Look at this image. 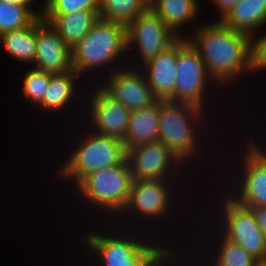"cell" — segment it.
<instances>
[{
    "label": "cell",
    "mask_w": 266,
    "mask_h": 266,
    "mask_svg": "<svg viewBox=\"0 0 266 266\" xmlns=\"http://www.w3.org/2000/svg\"><path fill=\"white\" fill-rule=\"evenodd\" d=\"M103 219L101 217L96 224L98 221L102 225L105 223L104 229L106 228V231L101 229L100 224V228H98L100 232L98 229L95 231L94 227L93 231L91 229L85 233L83 232L81 237L83 239L82 245L85 246L84 251H87V254L89 253L87 256L90 257V261L93 260L92 265L97 262L95 266H155L171 246L178 244L180 241L183 243V239H178L177 243L171 241L173 240L172 237L168 240V237L170 238L169 234L161 242V238L149 232L146 233L142 229L117 227L109 219H104L107 222H101Z\"/></svg>",
    "instance_id": "1"
},
{
    "label": "cell",
    "mask_w": 266,
    "mask_h": 266,
    "mask_svg": "<svg viewBox=\"0 0 266 266\" xmlns=\"http://www.w3.org/2000/svg\"><path fill=\"white\" fill-rule=\"evenodd\" d=\"M187 33H191L187 39L198 50L208 74L220 87V91L227 88L228 91L232 85L240 82L237 80L249 77V35L215 20L204 24L199 21L197 28Z\"/></svg>",
    "instance_id": "2"
},
{
    "label": "cell",
    "mask_w": 266,
    "mask_h": 266,
    "mask_svg": "<svg viewBox=\"0 0 266 266\" xmlns=\"http://www.w3.org/2000/svg\"><path fill=\"white\" fill-rule=\"evenodd\" d=\"M182 181H179V183H178L175 181H166V180H133V183L131 186L130 197L128 199L127 205L123 209V211L120 213V215L116 218L118 220H114L113 223H115L117 226L122 225L121 227H124V225H125V228L142 229V230L147 229L145 231H148L149 233L156 235L161 239L165 238V236L167 234H163L164 233L163 231L159 232V233L157 231L158 230L161 231V229H163V228L170 230L171 228H166L168 226L166 222H168L170 219L173 218L174 219L173 223L175 224V222L177 220H180L182 218V213L180 210L185 209L184 211L186 212V209H188V208H185V207H187L189 205H187L185 202L187 201V198L189 199V201L191 200V198H189V194L187 196H185L186 191L182 190V185H179L181 183L185 184L184 181H187V180L184 178V180H182ZM178 186H180V187H178ZM175 188L177 191H175ZM178 190H180V191L178 192ZM173 191H175V192H173ZM180 192H184V196L186 198L185 200L183 199V193H182V197H181ZM177 193H179V194H177ZM180 199L181 200L183 199L182 205L180 203L181 202ZM176 203L177 204L180 203L179 206ZM184 204L186 206L182 207ZM179 207H181V208H179ZM178 210L180 211L179 214H181V215H179V214L177 215L176 212ZM171 214H173L174 216ZM180 216H181V218L178 219V217H180ZM175 219H177V220H175ZM139 222H140V224H139ZM129 224L131 226H129ZM159 224H160V226H159ZM165 224H166V227H164ZM155 225H156L155 230H157L156 232H154L155 230H152V229H154ZM161 227H163V228H161ZM151 230H152V232H151ZM155 233H157L158 235ZM162 234H163V236H162Z\"/></svg>",
    "instance_id": "3"
},
{
    "label": "cell",
    "mask_w": 266,
    "mask_h": 266,
    "mask_svg": "<svg viewBox=\"0 0 266 266\" xmlns=\"http://www.w3.org/2000/svg\"><path fill=\"white\" fill-rule=\"evenodd\" d=\"M210 111L214 112L210 109L207 113L201 108L191 104L160 100L158 141L163 143L174 155H176L188 169L191 168L192 170V167L190 166L193 165V161L195 165L201 164V159L204 160L203 156L207 155L203 154L206 153L204 145L208 146L207 143H210L211 140L210 138H207L209 142H206L205 137H211V135H208L211 133L209 128L211 130L213 126L211 125L212 122H209V120L207 121V119L210 118L208 115H214L213 113H210ZM205 128L206 131H208V134L206 131H203ZM200 133L206 134L201 135ZM202 136L205 137L202 138ZM195 160H198L199 163Z\"/></svg>",
    "instance_id": "4"
},
{
    "label": "cell",
    "mask_w": 266,
    "mask_h": 266,
    "mask_svg": "<svg viewBox=\"0 0 266 266\" xmlns=\"http://www.w3.org/2000/svg\"><path fill=\"white\" fill-rule=\"evenodd\" d=\"M125 58H127L126 26L100 18L72 48L73 69L81 77L84 75L88 77L85 79L87 84H92L91 81L94 79H97L94 82L98 84L115 70L126 67L128 59Z\"/></svg>",
    "instance_id": "5"
},
{
    "label": "cell",
    "mask_w": 266,
    "mask_h": 266,
    "mask_svg": "<svg viewBox=\"0 0 266 266\" xmlns=\"http://www.w3.org/2000/svg\"><path fill=\"white\" fill-rule=\"evenodd\" d=\"M80 127L78 133L82 135H77L76 145L73 143L72 148L68 147L67 158L54 172L60 178L58 181L70 182L72 188L91 172L122 164L127 159L123 140L94 133L84 125Z\"/></svg>",
    "instance_id": "6"
},
{
    "label": "cell",
    "mask_w": 266,
    "mask_h": 266,
    "mask_svg": "<svg viewBox=\"0 0 266 266\" xmlns=\"http://www.w3.org/2000/svg\"><path fill=\"white\" fill-rule=\"evenodd\" d=\"M250 135L252 136V134L248 135L249 137L247 138L249 140H247V144L244 143V147H242L243 150L245 149L244 151L241 148V150H239L242 151L241 153H230V157L236 154V157H233L235 158L234 162L232 159L229 162L232 165L228 163V160L225 157L227 164L225 163L226 170H223L227 173L226 176L225 173L223 174V179L224 177L226 178L224 180L220 178V181L217 183H219V187H224L223 190L241 205L266 206V141H263L260 136L259 139L261 140H259L257 136L251 137ZM237 155L240 158L237 157ZM238 158L239 160L236 161ZM230 166L235 168L232 169ZM228 168L231 171H229L230 174L228 173ZM233 171L234 173H232ZM222 180H228V183L223 184ZM221 182L223 186H221Z\"/></svg>",
    "instance_id": "7"
},
{
    "label": "cell",
    "mask_w": 266,
    "mask_h": 266,
    "mask_svg": "<svg viewBox=\"0 0 266 266\" xmlns=\"http://www.w3.org/2000/svg\"><path fill=\"white\" fill-rule=\"evenodd\" d=\"M210 183L211 182H209V185H212L214 189L217 187V193L219 191L217 198L220 199L216 197L213 199L216 203L219 202L216 204L215 202L213 203L212 197H210V199L206 197L207 200L205 201L209 202V207H205L208 209L201 212L204 213L202 214L203 218L208 216L206 219H209V222L224 237L239 244L247 253L253 255L260 262H266V237L258 226L252 210L249 207L237 203L226 194V191L222 190L221 187L219 188L218 184L213 186V184ZM220 191H222L223 194ZM217 205L220 206L218 207ZM209 212L210 214H208Z\"/></svg>",
    "instance_id": "8"
},
{
    "label": "cell",
    "mask_w": 266,
    "mask_h": 266,
    "mask_svg": "<svg viewBox=\"0 0 266 266\" xmlns=\"http://www.w3.org/2000/svg\"><path fill=\"white\" fill-rule=\"evenodd\" d=\"M132 183L133 176L126 159L122 164L91 172L72 191H76L78 201H82L84 207H92L90 211L98 212L99 219L106 215L104 218L114 221L127 205Z\"/></svg>",
    "instance_id": "9"
},
{
    "label": "cell",
    "mask_w": 266,
    "mask_h": 266,
    "mask_svg": "<svg viewBox=\"0 0 266 266\" xmlns=\"http://www.w3.org/2000/svg\"><path fill=\"white\" fill-rule=\"evenodd\" d=\"M176 74L174 92L167 101L191 104L206 112L212 108L209 101L213 103L214 99L208 95H213L220 87L210 77L198 50L186 37L177 40Z\"/></svg>",
    "instance_id": "10"
},
{
    "label": "cell",
    "mask_w": 266,
    "mask_h": 266,
    "mask_svg": "<svg viewBox=\"0 0 266 266\" xmlns=\"http://www.w3.org/2000/svg\"><path fill=\"white\" fill-rule=\"evenodd\" d=\"M126 36L127 59H129L127 66L132 68H140L180 38L151 9L138 16L126 27Z\"/></svg>",
    "instance_id": "11"
},
{
    "label": "cell",
    "mask_w": 266,
    "mask_h": 266,
    "mask_svg": "<svg viewBox=\"0 0 266 266\" xmlns=\"http://www.w3.org/2000/svg\"><path fill=\"white\" fill-rule=\"evenodd\" d=\"M85 85L88 92H85L84 112L83 114L80 112L82 116H79L81 120L84 119V124L81 121L78 125H84L94 133L123 140L131 112L123 104L108 96L97 84Z\"/></svg>",
    "instance_id": "12"
},
{
    "label": "cell",
    "mask_w": 266,
    "mask_h": 266,
    "mask_svg": "<svg viewBox=\"0 0 266 266\" xmlns=\"http://www.w3.org/2000/svg\"><path fill=\"white\" fill-rule=\"evenodd\" d=\"M127 161L133 180H166L178 182L177 180L179 179L181 181L180 178L183 176V179L188 178L186 174L191 175L189 173L191 172L190 170L186 171L187 166L159 141L141 144L127 149ZM178 175L180 178H178Z\"/></svg>",
    "instance_id": "13"
},
{
    "label": "cell",
    "mask_w": 266,
    "mask_h": 266,
    "mask_svg": "<svg viewBox=\"0 0 266 266\" xmlns=\"http://www.w3.org/2000/svg\"><path fill=\"white\" fill-rule=\"evenodd\" d=\"M97 85L130 112L149 107L158 100L139 68L126 66L115 70L100 80Z\"/></svg>",
    "instance_id": "14"
},
{
    "label": "cell",
    "mask_w": 266,
    "mask_h": 266,
    "mask_svg": "<svg viewBox=\"0 0 266 266\" xmlns=\"http://www.w3.org/2000/svg\"><path fill=\"white\" fill-rule=\"evenodd\" d=\"M201 215H202V213L197 214L198 220L193 221L194 222L193 227H197L196 226L197 222L198 223L201 222L200 224L202 225V226L200 225L201 228L197 227L198 230L196 233H198V234L194 233L196 236L194 235L195 239L192 240L193 243L197 240L198 241L195 242L194 244L191 241L190 244L194 245L195 249H199L196 251L199 252V255H201L210 265H212V266H257L258 264L261 263L253 255L247 253L239 244H237V243L229 240L228 238L224 237L213 225H211V223L209 222L208 219H206V217L204 218V220H207V221H203ZM199 217H201L200 221H199ZM203 223H205V224L208 223L206 225L207 227ZM200 229H201V231H199ZM205 229H206V233L204 234L203 232L205 231ZM199 233L201 234V236L203 235L202 237L204 240L203 239L199 240V238H202V237H200ZM206 234L209 235V237ZM204 235H205V238H204ZM198 236H199V238H198ZM210 237H211V239H210ZM207 238L210 241H208ZM202 242L204 243V245L201 244ZM199 244H201L202 247L199 246ZM203 246H205V247L203 248Z\"/></svg>",
    "instance_id": "15"
},
{
    "label": "cell",
    "mask_w": 266,
    "mask_h": 266,
    "mask_svg": "<svg viewBox=\"0 0 266 266\" xmlns=\"http://www.w3.org/2000/svg\"><path fill=\"white\" fill-rule=\"evenodd\" d=\"M82 80L85 81V78L83 77L82 79V77L74 70L66 71L64 73H50V83L48 86V90L45 93V96L43 97L42 101L37 105V109H40L39 111L41 112L43 111L45 115L46 113H48V115L50 114L52 116L55 113H57V115L63 113H66V115H68V113H72V115H75L73 114L74 112H76L75 107L78 108L77 112L81 111L83 113V100L85 98L86 89L84 87V83H79L80 81L83 82ZM79 84H82L83 86L81 87ZM76 102H79V104L77 103L76 105ZM79 107L81 108V110H79ZM70 109L72 110V112H69Z\"/></svg>",
    "instance_id": "16"
},
{
    "label": "cell",
    "mask_w": 266,
    "mask_h": 266,
    "mask_svg": "<svg viewBox=\"0 0 266 266\" xmlns=\"http://www.w3.org/2000/svg\"><path fill=\"white\" fill-rule=\"evenodd\" d=\"M32 67L51 74L74 70L72 49L42 16L37 17V49Z\"/></svg>",
    "instance_id": "17"
},
{
    "label": "cell",
    "mask_w": 266,
    "mask_h": 266,
    "mask_svg": "<svg viewBox=\"0 0 266 266\" xmlns=\"http://www.w3.org/2000/svg\"><path fill=\"white\" fill-rule=\"evenodd\" d=\"M176 63L177 41L139 68L158 100L167 101L173 95L177 80Z\"/></svg>",
    "instance_id": "18"
},
{
    "label": "cell",
    "mask_w": 266,
    "mask_h": 266,
    "mask_svg": "<svg viewBox=\"0 0 266 266\" xmlns=\"http://www.w3.org/2000/svg\"><path fill=\"white\" fill-rule=\"evenodd\" d=\"M199 0H158L151 10L156 13L165 25L170 28L180 38L188 37L187 33L182 34V29L186 25H190L195 21V27L197 28V17L202 16V8ZM201 11V12H200ZM202 15H201V14ZM191 23V24H190ZM186 33V34H185Z\"/></svg>",
    "instance_id": "19"
},
{
    "label": "cell",
    "mask_w": 266,
    "mask_h": 266,
    "mask_svg": "<svg viewBox=\"0 0 266 266\" xmlns=\"http://www.w3.org/2000/svg\"><path fill=\"white\" fill-rule=\"evenodd\" d=\"M42 18L59 33L72 49L98 21V11H78L67 14H42Z\"/></svg>",
    "instance_id": "20"
},
{
    "label": "cell",
    "mask_w": 266,
    "mask_h": 266,
    "mask_svg": "<svg viewBox=\"0 0 266 266\" xmlns=\"http://www.w3.org/2000/svg\"><path fill=\"white\" fill-rule=\"evenodd\" d=\"M160 100L144 109L131 112L128 128L123 139L126 150L158 141Z\"/></svg>",
    "instance_id": "21"
},
{
    "label": "cell",
    "mask_w": 266,
    "mask_h": 266,
    "mask_svg": "<svg viewBox=\"0 0 266 266\" xmlns=\"http://www.w3.org/2000/svg\"><path fill=\"white\" fill-rule=\"evenodd\" d=\"M221 22L249 36L256 34L266 24V0H240Z\"/></svg>",
    "instance_id": "22"
},
{
    "label": "cell",
    "mask_w": 266,
    "mask_h": 266,
    "mask_svg": "<svg viewBox=\"0 0 266 266\" xmlns=\"http://www.w3.org/2000/svg\"><path fill=\"white\" fill-rule=\"evenodd\" d=\"M0 44L10 57L26 67L32 66L37 49V18L25 28L3 33Z\"/></svg>",
    "instance_id": "23"
},
{
    "label": "cell",
    "mask_w": 266,
    "mask_h": 266,
    "mask_svg": "<svg viewBox=\"0 0 266 266\" xmlns=\"http://www.w3.org/2000/svg\"><path fill=\"white\" fill-rule=\"evenodd\" d=\"M148 8L142 0H99V18L126 27Z\"/></svg>",
    "instance_id": "24"
},
{
    "label": "cell",
    "mask_w": 266,
    "mask_h": 266,
    "mask_svg": "<svg viewBox=\"0 0 266 266\" xmlns=\"http://www.w3.org/2000/svg\"><path fill=\"white\" fill-rule=\"evenodd\" d=\"M37 17L26 5L10 4L0 0V36L5 32L29 26Z\"/></svg>",
    "instance_id": "25"
},
{
    "label": "cell",
    "mask_w": 266,
    "mask_h": 266,
    "mask_svg": "<svg viewBox=\"0 0 266 266\" xmlns=\"http://www.w3.org/2000/svg\"><path fill=\"white\" fill-rule=\"evenodd\" d=\"M22 77L21 94L29 104L36 106L42 101L50 83V73L30 66Z\"/></svg>",
    "instance_id": "26"
},
{
    "label": "cell",
    "mask_w": 266,
    "mask_h": 266,
    "mask_svg": "<svg viewBox=\"0 0 266 266\" xmlns=\"http://www.w3.org/2000/svg\"><path fill=\"white\" fill-rule=\"evenodd\" d=\"M43 14H67L78 11H99V0H44Z\"/></svg>",
    "instance_id": "27"
},
{
    "label": "cell",
    "mask_w": 266,
    "mask_h": 266,
    "mask_svg": "<svg viewBox=\"0 0 266 266\" xmlns=\"http://www.w3.org/2000/svg\"><path fill=\"white\" fill-rule=\"evenodd\" d=\"M264 70L266 71V33H256L250 36V74L256 75L261 71L264 73Z\"/></svg>",
    "instance_id": "28"
},
{
    "label": "cell",
    "mask_w": 266,
    "mask_h": 266,
    "mask_svg": "<svg viewBox=\"0 0 266 266\" xmlns=\"http://www.w3.org/2000/svg\"><path fill=\"white\" fill-rule=\"evenodd\" d=\"M181 246V248L183 249V251H182V249L181 248H179ZM183 245H182V243L179 245V247L176 245H174V247L173 246H171L170 248H169V250L181 261V263H183L185 266H212V265H210L201 255L199 256V252H197L196 251V249L195 248H193L192 246H191V244L190 245H188L187 247H189L188 248V250L186 249V248H184V247H182ZM176 247V248H175ZM191 247V248H190ZM193 248V249H192ZM185 249V250H184ZM191 249V250H190ZM194 252H193V251ZM184 251H185V253H184ZM189 252V253H188ZM191 252V253H190ZM183 253V254H182ZM193 253H194V255H193ZM198 253V254H197ZM186 254V255H185ZM184 255H185V257H184ZM190 255H192V256H190ZM194 256V257H193ZM198 256V257H197ZM189 257V258H188ZM182 258V259H181ZM191 258H193V259H191ZM200 258H202V259H200ZM187 259H189V260H187ZM196 259V260H195ZM184 260V261H183ZM186 261V262H185ZM193 261V262H192ZM197 261V262H196ZM196 263V264H195Z\"/></svg>",
    "instance_id": "29"
},
{
    "label": "cell",
    "mask_w": 266,
    "mask_h": 266,
    "mask_svg": "<svg viewBox=\"0 0 266 266\" xmlns=\"http://www.w3.org/2000/svg\"><path fill=\"white\" fill-rule=\"evenodd\" d=\"M218 11V18L215 21H221L240 0H209Z\"/></svg>",
    "instance_id": "30"
},
{
    "label": "cell",
    "mask_w": 266,
    "mask_h": 266,
    "mask_svg": "<svg viewBox=\"0 0 266 266\" xmlns=\"http://www.w3.org/2000/svg\"><path fill=\"white\" fill-rule=\"evenodd\" d=\"M249 207L256 219L258 226L264 232L266 237V206H246Z\"/></svg>",
    "instance_id": "31"
},
{
    "label": "cell",
    "mask_w": 266,
    "mask_h": 266,
    "mask_svg": "<svg viewBox=\"0 0 266 266\" xmlns=\"http://www.w3.org/2000/svg\"><path fill=\"white\" fill-rule=\"evenodd\" d=\"M155 266H184V264H181V261L168 250Z\"/></svg>",
    "instance_id": "32"
},
{
    "label": "cell",
    "mask_w": 266,
    "mask_h": 266,
    "mask_svg": "<svg viewBox=\"0 0 266 266\" xmlns=\"http://www.w3.org/2000/svg\"><path fill=\"white\" fill-rule=\"evenodd\" d=\"M4 1L6 3H10V4H17V5H26L28 6L37 16H42L44 8H45V3H42V5L40 6L41 8L39 9H35L33 8V3H35V1L37 0H1ZM38 10V11H37Z\"/></svg>",
    "instance_id": "33"
},
{
    "label": "cell",
    "mask_w": 266,
    "mask_h": 266,
    "mask_svg": "<svg viewBox=\"0 0 266 266\" xmlns=\"http://www.w3.org/2000/svg\"><path fill=\"white\" fill-rule=\"evenodd\" d=\"M148 9H151L158 0H142Z\"/></svg>",
    "instance_id": "34"
},
{
    "label": "cell",
    "mask_w": 266,
    "mask_h": 266,
    "mask_svg": "<svg viewBox=\"0 0 266 266\" xmlns=\"http://www.w3.org/2000/svg\"><path fill=\"white\" fill-rule=\"evenodd\" d=\"M257 266H266V262H261V263L258 264Z\"/></svg>",
    "instance_id": "35"
}]
</instances>
